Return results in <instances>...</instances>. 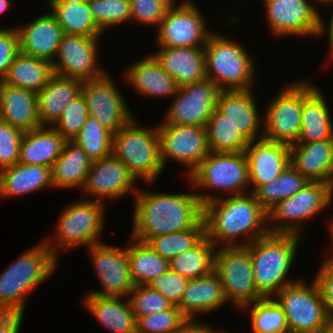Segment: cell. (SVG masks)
<instances>
[{
    "instance_id": "6da1fadb",
    "label": "cell",
    "mask_w": 333,
    "mask_h": 333,
    "mask_svg": "<svg viewBox=\"0 0 333 333\" xmlns=\"http://www.w3.org/2000/svg\"><path fill=\"white\" fill-rule=\"evenodd\" d=\"M196 194L203 204L205 236L216 247L246 246L269 233L268 213L254 193L227 195V198ZM241 235L247 238L240 243Z\"/></svg>"
},
{
    "instance_id": "7a4b0ae2",
    "label": "cell",
    "mask_w": 333,
    "mask_h": 333,
    "mask_svg": "<svg viewBox=\"0 0 333 333\" xmlns=\"http://www.w3.org/2000/svg\"><path fill=\"white\" fill-rule=\"evenodd\" d=\"M131 237L148 242L152 237L193 228L203 219V204L194 192H138L134 196Z\"/></svg>"
},
{
    "instance_id": "3957f363",
    "label": "cell",
    "mask_w": 333,
    "mask_h": 333,
    "mask_svg": "<svg viewBox=\"0 0 333 333\" xmlns=\"http://www.w3.org/2000/svg\"><path fill=\"white\" fill-rule=\"evenodd\" d=\"M301 241L298 234L269 232L246 245L252 257L255 286L264 298L275 297L296 281L287 280V276Z\"/></svg>"
},
{
    "instance_id": "277c9868",
    "label": "cell",
    "mask_w": 333,
    "mask_h": 333,
    "mask_svg": "<svg viewBox=\"0 0 333 333\" xmlns=\"http://www.w3.org/2000/svg\"><path fill=\"white\" fill-rule=\"evenodd\" d=\"M57 263L44 241L21 253L0 275V312L24 313L27 295L54 273Z\"/></svg>"
},
{
    "instance_id": "5b68a950",
    "label": "cell",
    "mask_w": 333,
    "mask_h": 333,
    "mask_svg": "<svg viewBox=\"0 0 333 333\" xmlns=\"http://www.w3.org/2000/svg\"><path fill=\"white\" fill-rule=\"evenodd\" d=\"M133 119L113 134L112 155L136 178L151 184L164 170L157 126L149 129Z\"/></svg>"
},
{
    "instance_id": "8992f818",
    "label": "cell",
    "mask_w": 333,
    "mask_h": 333,
    "mask_svg": "<svg viewBox=\"0 0 333 333\" xmlns=\"http://www.w3.org/2000/svg\"><path fill=\"white\" fill-rule=\"evenodd\" d=\"M237 42L211 33L204 47L206 76L221 91L253 89L255 66L247 49Z\"/></svg>"
},
{
    "instance_id": "52a82bcc",
    "label": "cell",
    "mask_w": 333,
    "mask_h": 333,
    "mask_svg": "<svg viewBox=\"0 0 333 333\" xmlns=\"http://www.w3.org/2000/svg\"><path fill=\"white\" fill-rule=\"evenodd\" d=\"M104 205L93 198L67 204L60 214L56 235L44 241L57 260L60 248L65 251L81 245L89 248L101 242L99 238L105 225Z\"/></svg>"
},
{
    "instance_id": "ba28073f",
    "label": "cell",
    "mask_w": 333,
    "mask_h": 333,
    "mask_svg": "<svg viewBox=\"0 0 333 333\" xmlns=\"http://www.w3.org/2000/svg\"><path fill=\"white\" fill-rule=\"evenodd\" d=\"M191 186L218 190L229 196L249 191L248 158L244 152H210L188 176Z\"/></svg>"
},
{
    "instance_id": "9c48e42d",
    "label": "cell",
    "mask_w": 333,
    "mask_h": 333,
    "mask_svg": "<svg viewBox=\"0 0 333 333\" xmlns=\"http://www.w3.org/2000/svg\"><path fill=\"white\" fill-rule=\"evenodd\" d=\"M332 202L333 185L309 181L296 194L285 198L268 212L269 232L300 235V223L328 209Z\"/></svg>"
},
{
    "instance_id": "30bf717a",
    "label": "cell",
    "mask_w": 333,
    "mask_h": 333,
    "mask_svg": "<svg viewBox=\"0 0 333 333\" xmlns=\"http://www.w3.org/2000/svg\"><path fill=\"white\" fill-rule=\"evenodd\" d=\"M274 299L282 307L290 330L321 333L329 321L323 298L314 280L308 285L302 278H297Z\"/></svg>"
},
{
    "instance_id": "8fae6325",
    "label": "cell",
    "mask_w": 333,
    "mask_h": 333,
    "mask_svg": "<svg viewBox=\"0 0 333 333\" xmlns=\"http://www.w3.org/2000/svg\"><path fill=\"white\" fill-rule=\"evenodd\" d=\"M214 271L220 277L227 301L239 310L264 298L255 286L252 257L246 246L217 249Z\"/></svg>"
},
{
    "instance_id": "7c38bea8",
    "label": "cell",
    "mask_w": 333,
    "mask_h": 333,
    "mask_svg": "<svg viewBox=\"0 0 333 333\" xmlns=\"http://www.w3.org/2000/svg\"><path fill=\"white\" fill-rule=\"evenodd\" d=\"M292 83L278 92L262 115L263 138L289 147L297 144L303 109V82Z\"/></svg>"
},
{
    "instance_id": "4fadbf2b",
    "label": "cell",
    "mask_w": 333,
    "mask_h": 333,
    "mask_svg": "<svg viewBox=\"0 0 333 333\" xmlns=\"http://www.w3.org/2000/svg\"><path fill=\"white\" fill-rule=\"evenodd\" d=\"M205 21L192 0L170 6L157 26V44L160 47H205L212 33L207 30Z\"/></svg>"
},
{
    "instance_id": "5bb4252c",
    "label": "cell",
    "mask_w": 333,
    "mask_h": 333,
    "mask_svg": "<svg viewBox=\"0 0 333 333\" xmlns=\"http://www.w3.org/2000/svg\"><path fill=\"white\" fill-rule=\"evenodd\" d=\"M160 137L161 159L164 165L170 158L187 167L188 176L210 153L207 130L204 126L176 125L161 123L157 125Z\"/></svg>"
},
{
    "instance_id": "9a60e30c",
    "label": "cell",
    "mask_w": 333,
    "mask_h": 333,
    "mask_svg": "<svg viewBox=\"0 0 333 333\" xmlns=\"http://www.w3.org/2000/svg\"><path fill=\"white\" fill-rule=\"evenodd\" d=\"M220 92V88L207 77L179 87L163 123L206 127Z\"/></svg>"
},
{
    "instance_id": "2e32d148",
    "label": "cell",
    "mask_w": 333,
    "mask_h": 333,
    "mask_svg": "<svg viewBox=\"0 0 333 333\" xmlns=\"http://www.w3.org/2000/svg\"><path fill=\"white\" fill-rule=\"evenodd\" d=\"M112 79L106 72L101 77L83 81L81 93L86 99L89 115L115 134L135 117Z\"/></svg>"
},
{
    "instance_id": "e0dca14e",
    "label": "cell",
    "mask_w": 333,
    "mask_h": 333,
    "mask_svg": "<svg viewBox=\"0 0 333 333\" xmlns=\"http://www.w3.org/2000/svg\"><path fill=\"white\" fill-rule=\"evenodd\" d=\"M271 33L278 36L318 37L320 14L308 0H263Z\"/></svg>"
},
{
    "instance_id": "ac0fdd59",
    "label": "cell",
    "mask_w": 333,
    "mask_h": 333,
    "mask_svg": "<svg viewBox=\"0 0 333 333\" xmlns=\"http://www.w3.org/2000/svg\"><path fill=\"white\" fill-rule=\"evenodd\" d=\"M99 40L100 37L64 34L52 62L54 74L81 81L103 76L106 70L97 62Z\"/></svg>"
},
{
    "instance_id": "d6986e66",
    "label": "cell",
    "mask_w": 333,
    "mask_h": 333,
    "mask_svg": "<svg viewBox=\"0 0 333 333\" xmlns=\"http://www.w3.org/2000/svg\"><path fill=\"white\" fill-rule=\"evenodd\" d=\"M88 250L102 287L101 291L93 290L89 294L112 297L129 296L135 285L130 275L127 246L118 248L100 242L92 245Z\"/></svg>"
},
{
    "instance_id": "ffe728a7",
    "label": "cell",
    "mask_w": 333,
    "mask_h": 333,
    "mask_svg": "<svg viewBox=\"0 0 333 333\" xmlns=\"http://www.w3.org/2000/svg\"><path fill=\"white\" fill-rule=\"evenodd\" d=\"M136 178L128 168L113 155L92 161L86 181L82 187L85 195L103 203L105 199L125 197L128 193L138 192Z\"/></svg>"
},
{
    "instance_id": "44dd1931",
    "label": "cell",
    "mask_w": 333,
    "mask_h": 333,
    "mask_svg": "<svg viewBox=\"0 0 333 333\" xmlns=\"http://www.w3.org/2000/svg\"><path fill=\"white\" fill-rule=\"evenodd\" d=\"M248 158L249 183L255 193L262 185L278 178L290 165V147L264 138L250 142Z\"/></svg>"
},
{
    "instance_id": "7402d4cb",
    "label": "cell",
    "mask_w": 333,
    "mask_h": 333,
    "mask_svg": "<svg viewBox=\"0 0 333 333\" xmlns=\"http://www.w3.org/2000/svg\"><path fill=\"white\" fill-rule=\"evenodd\" d=\"M252 91V89L221 91L216 102V110L249 142L263 138V117L261 118L258 112ZM259 132H262L261 135Z\"/></svg>"
},
{
    "instance_id": "603a6c76",
    "label": "cell",
    "mask_w": 333,
    "mask_h": 333,
    "mask_svg": "<svg viewBox=\"0 0 333 333\" xmlns=\"http://www.w3.org/2000/svg\"><path fill=\"white\" fill-rule=\"evenodd\" d=\"M16 27L19 52L53 62L64 32L51 12L38 16L22 27Z\"/></svg>"
},
{
    "instance_id": "cb8c5ba5",
    "label": "cell",
    "mask_w": 333,
    "mask_h": 333,
    "mask_svg": "<svg viewBox=\"0 0 333 333\" xmlns=\"http://www.w3.org/2000/svg\"><path fill=\"white\" fill-rule=\"evenodd\" d=\"M326 102L317 86L303 80L301 131L297 143L333 139V122Z\"/></svg>"
},
{
    "instance_id": "d4e9b609",
    "label": "cell",
    "mask_w": 333,
    "mask_h": 333,
    "mask_svg": "<svg viewBox=\"0 0 333 333\" xmlns=\"http://www.w3.org/2000/svg\"><path fill=\"white\" fill-rule=\"evenodd\" d=\"M290 164L310 182L333 185V139L290 146Z\"/></svg>"
},
{
    "instance_id": "484cf974",
    "label": "cell",
    "mask_w": 333,
    "mask_h": 333,
    "mask_svg": "<svg viewBox=\"0 0 333 333\" xmlns=\"http://www.w3.org/2000/svg\"><path fill=\"white\" fill-rule=\"evenodd\" d=\"M227 302L220 277L213 271L188 281L178 308L187 319L195 320L199 314L211 313Z\"/></svg>"
},
{
    "instance_id": "4316f807",
    "label": "cell",
    "mask_w": 333,
    "mask_h": 333,
    "mask_svg": "<svg viewBox=\"0 0 333 333\" xmlns=\"http://www.w3.org/2000/svg\"><path fill=\"white\" fill-rule=\"evenodd\" d=\"M153 55L179 87L207 77L204 47H159Z\"/></svg>"
},
{
    "instance_id": "83f0119b",
    "label": "cell",
    "mask_w": 333,
    "mask_h": 333,
    "mask_svg": "<svg viewBox=\"0 0 333 333\" xmlns=\"http://www.w3.org/2000/svg\"><path fill=\"white\" fill-rule=\"evenodd\" d=\"M124 78L136 93L144 97H173L179 89L175 79L162 68L153 54L129 65Z\"/></svg>"
},
{
    "instance_id": "f1b7e54d",
    "label": "cell",
    "mask_w": 333,
    "mask_h": 333,
    "mask_svg": "<svg viewBox=\"0 0 333 333\" xmlns=\"http://www.w3.org/2000/svg\"><path fill=\"white\" fill-rule=\"evenodd\" d=\"M0 119L24 133L41 127L36 93L4 84L0 97Z\"/></svg>"
},
{
    "instance_id": "f546056e",
    "label": "cell",
    "mask_w": 333,
    "mask_h": 333,
    "mask_svg": "<svg viewBox=\"0 0 333 333\" xmlns=\"http://www.w3.org/2000/svg\"><path fill=\"white\" fill-rule=\"evenodd\" d=\"M83 81L54 74L36 93L38 117L41 126H52L64 108L81 94ZM50 124V125H49Z\"/></svg>"
},
{
    "instance_id": "4dcf8cb0",
    "label": "cell",
    "mask_w": 333,
    "mask_h": 333,
    "mask_svg": "<svg viewBox=\"0 0 333 333\" xmlns=\"http://www.w3.org/2000/svg\"><path fill=\"white\" fill-rule=\"evenodd\" d=\"M123 297L88 294L83 300L96 321L112 333H136V317L129 300Z\"/></svg>"
},
{
    "instance_id": "1f68e13d",
    "label": "cell",
    "mask_w": 333,
    "mask_h": 333,
    "mask_svg": "<svg viewBox=\"0 0 333 333\" xmlns=\"http://www.w3.org/2000/svg\"><path fill=\"white\" fill-rule=\"evenodd\" d=\"M65 141L52 126H41L25 132L20 143L18 163L52 168Z\"/></svg>"
},
{
    "instance_id": "d6a6232c",
    "label": "cell",
    "mask_w": 333,
    "mask_h": 333,
    "mask_svg": "<svg viewBox=\"0 0 333 333\" xmlns=\"http://www.w3.org/2000/svg\"><path fill=\"white\" fill-rule=\"evenodd\" d=\"M51 188V168L17 163L0 171V200Z\"/></svg>"
},
{
    "instance_id": "836d02e7",
    "label": "cell",
    "mask_w": 333,
    "mask_h": 333,
    "mask_svg": "<svg viewBox=\"0 0 333 333\" xmlns=\"http://www.w3.org/2000/svg\"><path fill=\"white\" fill-rule=\"evenodd\" d=\"M92 160L72 140H66L62 152L51 168L53 188L82 189Z\"/></svg>"
},
{
    "instance_id": "e575fe53",
    "label": "cell",
    "mask_w": 333,
    "mask_h": 333,
    "mask_svg": "<svg viewBox=\"0 0 333 333\" xmlns=\"http://www.w3.org/2000/svg\"><path fill=\"white\" fill-rule=\"evenodd\" d=\"M54 75L50 61L19 52L10 65L4 80L5 84L39 92Z\"/></svg>"
},
{
    "instance_id": "d590c367",
    "label": "cell",
    "mask_w": 333,
    "mask_h": 333,
    "mask_svg": "<svg viewBox=\"0 0 333 333\" xmlns=\"http://www.w3.org/2000/svg\"><path fill=\"white\" fill-rule=\"evenodd\" d=\"M127 247L129 269L134 285H148L169 270V260L157 254L148 243L131 237Z\"/></svg>"
},
{
    "instance_id": "8d00e7d4",
    "label": "cell",
    "mask_w": 333,
    "mask_h": 333,
    "mask_svg": "<svg viewBox=\"0 0 333 333\" xmlns=\"http://www.w3.org/2000/svg\"><path fill=\"white\" fill-rule=\"evenodd\" d=\"M216 251L217 247L204 236L193 248L172 258L169 267L189 280L206 276L214 271Z\"/></svg>"
},
{
    "instance_id": "74e56055",
    "label": "cell",
    "mask_w": 333,
    "mask_h": 333,
    "mask_svg": "<svg viewBox=\"0 0 333 333\" xmlns=\"http://www.w3.org/2000/svg\"><path fill=\"white\" fill-rule=\"evenodd\" d=\"M51 13L62 27L64 34L101 37L103 31L96 24L89 3H48Z\"/></svg>"
},
{
    "instance_id": "f35d334b",
    "label": "cell",
    "mask_w": 333,
    "mask_h": 333,
    "mask_svg": "<svg viewBox=\"0 0 333 333\" xmlns=\"http://www.w3.org/2000/svg\"><path fill=\"white\" fill-rule=\"evenodd\" d=\"M309 181L291 164L278 177L262 185L254 194L261 207L268 213L285 198L301 190Z\"/></svg>"
},
{
    "instance_id": "ab89813d",
    "label": "cell",
    "mask_w": 333,
    "mask_h": 333,
    "mask_svg": "<svg viewBox=\"0 0 333 333\" xmlns=\"http://www.w3.org/2000/svg\"><path fill=\"white\" fill-rule=\"evenodd\" d=\"M206 130L210 152H244L250 144L216 109L207 122Z\"/></svg>"
},
{
    "instance_id": "60d3db41",
    "label": "cell",
    "mask_w": 333,
    "mask_h": 333,
    "mask_svg": "<svg viewBox=\"0 0 333 333\" xmlns=\"http://www.w3.org/2000/svg\"><path fill=\"white\" fill-rule=\"evenodd\" d=\"M72 141L79 145L92 161L112 155L113 134L90 115Z\"/></svg>"
},
{
    "instance_id": "b9f144b4",
    "label": "cell",
    "mask_w": 333,
    "mask_h": 333,
    "mask_svg": "<svg viewBox=\"0 0 333 333\" xmlns=\"http://www.w3.org/2000/svg\"><path fill=\"white\" fill-rule=\"evenodd\" d=\"M205 236L202 219L196 226L187 230L152 237L147 243L162 258L171 260L181 252L193 248Z\"/></svg>"
},
{
    "instance_id": "7bdbcfd3",
    "label": "cell",
    "mask_w": 333,
    "mask_h": 333,
    "mask_svg": "<svg viewBox=\"0 0 333 333\" xmlns=\"http://www.w3.org/2000/svg\"><path fill=\"white\" fill-rule=\"evenodd\" d=\"M272 297L255 301L243 308H250L251 333H281L289 329L282 307Z\"/></svg>"
},
{
    "instance_id": "ee69618b",
    "label": "cell",
    "mask_w": 333,
    "mask_h": 333,
    "mask_svg": "<svg viewBox=\"0 0 333 333\" xmlns=\"http://www.w3.org/2000/svg\"><path fill=\"white\" fill-rule=\"evenodd\" d=\"M88 3L96 24L103 32L131 21L130 0H89Z\"/></svg>"
},
{
    "instance_id": "f6af8a7d",
    "label": "cell",
    "mask_w": 333,
    "mask_h": 333,
    "mask_svg": "<svg viewBox=\"0 0 333 333\" xmlns=\"http://www.w3.org/2000/svg\"><path fill=\"white\" fill-rule=\"evenodd\" d=\"M89 116L85 97L78 95L63 110L52 127L65 139L73 140Z\"/></svg>"
},
{
    "instance_id": "bcb514c9",
    "label": "cell",
    "mask_w": 333,
    "mask_h": 333,
    "mask_svg": "<svg viewBox=\"0 0 333 333\" xmlns=\"http://www.w3.org/2000/svg\"><path fill=\"white\" fill-rule=\"evenodd\" d=\"M136 319V333H174L187 320L177 306Z\"/></svg>"
},
{
    "instance_id": "7dc6e473",
    "label": "cell",
    "mask_w": 333,
    "mask_h": 333,
    "mask_svg": "<svg viewBox=\"0 0 333 333\" xmlns=\"http://www.w3.org/2000/svg\"><path fill=\"white\" fill-rule=\"evenodd\" d=\"M129 295L131 297L128 299L136 318L156 314L173 307V304L162 294L148 285H136Z\"/></svg>"
},
{
    "instance_id": "c3c4849f",
    "label": "cell",
    "mask_w": 333,
    "mask_h": 333,
    "mask_svg": "<svg viewBox=\"0 0 333 333\" xmlns=\"http://www.w3.org/2000/svg\"><path fill=\"white\" fill-rule=\"evenodd\" d=\"M23 135L24 132L0 119V171L18 163Z\"/></svg>"
},
{
    "instance_id": "681fc988",
    "label": "cell",
    "mask_w": 333,
    "mask_h": 333,
    "mask_svg": "<svg viewBox=\"0 0 333 333\" xmlns=\"http://www.w3.org/2000/svg\"><path fill=\"white\" fill-rule=\"evenodd\" d=\"M131 20L138 24L159 25L170 5L164 0H130Z\"/></svg>"
},
{
    "instance_id": "f907efd6",
    "label": "cell",
    "mask_w": 333,
    "mask_h": 333,
    "mask_svg": "<svg viewBox=\"0 0 333 333\" xmlns=\"http://www.w3.org/2000/svg\"><path fill=\"white\" fill-rule=\"evenodd\" d=\"M189 279L175 273L170 268L161 276L150 281L148 286L162 294L173 306H179L184 290Z\"/></svg>"
},
{
    "instance_id": "816d5d0a",
    "label": "cell",
    "mask_w": 333,
    "mask_h": 333,
    "mask_svg": "<svg viewBox=\"0 0 333 333\" xmlns=\"http://www.w3.org/2000/svg\"><path fill=\"white\" fill-rule=\"evenodd\" d=\"M19 53V36L16 27L0 29V76L5 77Z\"/></svg>"
},
{
    "instance_id": "f5cc1de1",
    "label": "cell",
    "mask_w": 333,
    "mask_h": 333,
    "mask_svg": "<svg viewBox=\"0 0 333 333\" xmlns=\"http://www.w3.org/2000/svg\"><path fill=\"white\" fill-rule=\"evenodd\" d=\"M314 278L323 298L329 319H333V264L325 259Z\"/></svg>"
},
{
    "instance_id": "db71d44e",
    "label": "cell",
    "mask_w": 333,
    "mask_h": 333,
    "mask_svg": "<svg viewBox=\"0 0 333 333\" xmlns=\"http://www.w3.org/2000/svg\"><path fill=\"white\" fill-rule=\"evenodd\" d=\"M24 313L0 312V333H19Z\"/></svg>"
},
{
    "instance_id": "11a10c76",
    "label": "cell",
    "mask_w": 333,
    "mask_h": 333,
    "mask_svg": "<svg viewBox=\"0 0 333 333\" xmlns=\"http://www.w3.org/2000/svg\"><path fill=\"white\" fill-rule=\"evenodd\" d=\"M215 327L202 321L187 319L174 333H215Z\"/></svg>"
},
{
    "instance_id": "9f6ffc18",
    "label": "cell",
    "mask_w": 333,
    "mask_h": 333,
    "mask_svg": "<svg viewBox=\"0 0 333 333\" xmlns=\"http://www.w3.org/2000/svg\"><path fill=\"white\" fill-rule=\"evenodd\" d=\"M332 3L328 4L332 5ZM325 22L322 20V16H320V26H319V32H318V36H320L321 34H325V32L328 33L327 38L329 41V47H330V55H329V61H333V13L331 14V19L329 21L328 27L327 25L325 26ZM327 27V28H326ZM327 30V31H326ZM325 31V32H324Z\"/></svg>"
},
{
    "instance_id": "6f0895ef",
    "label": "cell",
    "mask_w": 333,
    "mask_h": 333,
    "mask_svg": "<svg viewBox=\"0 0 333 333\" xmlns=\"http://www.w3.org/2000/svg\"><path fill=\"white\" fill-rule=\"evenodd\" d=\"M88 1L89 0H47L48 3H68V4L84 3Z\"/></svg>"
},
{
    "instance_id": "680465c9",
    "label": "cell",
    "mask_w": 333,
    "mask_h": 333,
    "mask_svg": "<svg viewBox=\"0 0 333 333\" xmlns=\"http://www.w3.org/2000/svg\"><path fill=\"white\" fill-rule=\"evenodd\" d=\"M10 0H0V15L5 13L10 8Z\"/></svg>"
},
{
    "instance_id": "91938a15",
    "label": "cell",
    "mask_w": 333,
    "mask_h": 333,
    "mask_svg": "<svg viewBox=\"0 0 333 333\" xmlns=\"http://www.w3.org/2000/svg\"><path fill=\"white\" fill-rule=\"evenodd\" d=\"M329 233H330V238H331V245H332V247L331 248H333V227H329ZM331 251H333V250H331ZM325 256H328V257H326L325 259L327 260V261H329L331 264H333V252H331V255L329 254V255H325Z\"/></svg>"
},
{
    "instance_id": "94428289",
    "label": "cell",
    "mask_w": 333,
    "mask_h": 333,
    "mask_svg": "<svg viewBox=\"0 0 333 333\" xmlns=\"http://www.w3.org/2000/svg\"><path fill=\"white\" fill-rule=\"evenodd\" d=\"M321 333H333V319H329L326 327L321 331Z\"/></svg>"
},
{
    "instance_id": "6125c7cd",
    "label": "cell",
    "mask_w": 333,
    "mask_h": 333,
    "mask_svg": "<svg viewBox=\"0 0 333 333\" xmlns=\"http://www.w3.org/2000/svg\"><path fill=\"white\" fill-rule=\"evenodd\" d=\"M312 2H313V0H311ZM314 2H316V4H317V2L319 3V5H323V4H330V3H332L333 2V0H314Z\"/></svg>"
},
{
    "instance_id": "be15d7a7",
    "label": "cell",
    "mask_w": 333,
    "mask_h": 333,
    "mask_svg": "<svg viewBox=\"0 0 333 333\" xmlns=\"http://www.w3.org/2000/svg\"><path fill=\"white\" fill-rule=\"evenodd\" d=\"M4 84H5L4 77L0 76V97H1V93H2Z\"/></svg>"
},
{
    "instance_id": "e7e4bbea",
    "label": "cell",
    "mask_w": 333,
    "mask_h": 333,
    "mask_svg": "<svg viewBox=\"0 0 333 333\" xmlns=\"http://www.w3.org/2000/svg\"><path fill=\"white\" fill-rule=\"evenodd\" d=\"M166 3H168L170 6H174L177 4V1L175 0H164Z\"/></svg>"
},
{
    "instance_id": "03108f58",
    "label": "cell",
    "mask_w": 333,
    "mask_h": 333,
    "mask_svg": "<svg viewBox=\"0 0 333 333\" xmlns=\"http://www.w3.org/2000/svg\"><path fill=\"white\" fill-rule=\"evenodd\" d=\"M281 333H302V332H298V331H294V330L287 329V330H284V331L281 332Z\"/></svg>"
},
{
    "instance_id": "003e7915",
    "label": "cell",
    "mask_w": 333,
    "mask_h": 333,
    "mask_svg": "<svg viewBox=\"0 0 333 333\" xmlns=\"http://www.w3.org/2000/svg\"><path fill=\"white\" fill-rule=\"evenodd\" d=\"M328 223H329L328 227H333V219H330V222Z\"/></svg>"
},
{
    "instance_id": "a7ac6f4b",
    "label": "cell",
    "mask_w": 333,
    "mask_h": 333,
    "mask_svg": "<svg viewBox=\"0 0 333 333\" xmlns=\"http://www.w3.org/2000/svg\"><path fill=\"white\" fill-rule=\"evenodd\" d=\"M223 331V332H222ZM222 331H216L215 333H227L226 331L222 330ZM229 333V332H228Z\"/></svg>"
}]
</instances>
